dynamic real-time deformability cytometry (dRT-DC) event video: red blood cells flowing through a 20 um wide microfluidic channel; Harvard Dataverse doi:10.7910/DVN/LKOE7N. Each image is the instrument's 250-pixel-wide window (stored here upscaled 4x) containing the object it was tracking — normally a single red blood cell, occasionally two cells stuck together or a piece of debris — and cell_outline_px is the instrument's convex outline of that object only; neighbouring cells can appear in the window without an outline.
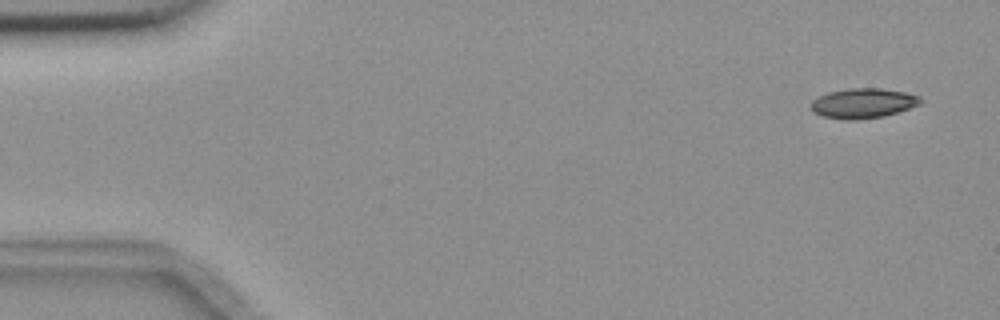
{"species": "common noctule bat (a hibernating species)", "species_latin": "Nyctalus noctula", "temperature_condition": "room temperature", "stored_images_in_passage": 6, "camera_frame_rate_fps": 3000, "um_per_image_px": 0.085, "animal": {"sex": "female", "body_mass_g": 18.4}, "frame": {"image": 1, "passage_image": 1, "time_ms": 0.0, "image_size_px": [1000, 320], "cell_outline_px": [[924, 100], [920, 104], [884, 116], [852, 120], [848, 120], [820, 116], [812, 112], [812, 100], [828, 92], [848, 88], [880, 88], [904, 92], [920, 96]], "centroid_in_image_um": [73.35, 8.77], "position_along_channel_um": 11.6, "area_um2": 19.02}}
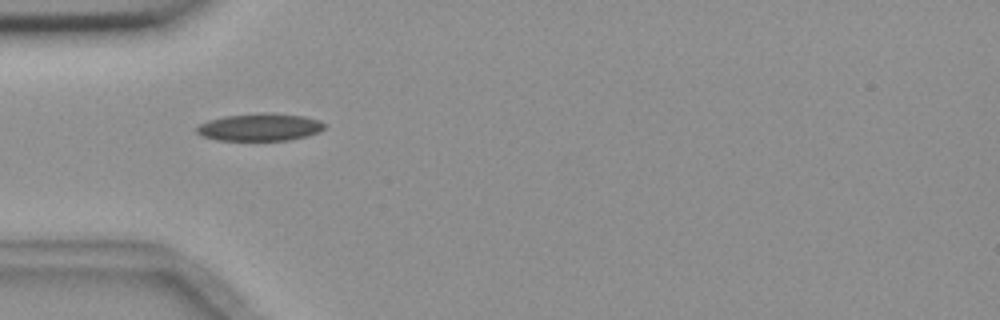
{"frame": {"image": 2, "passage_image": 5, "time_ms": 4.667, "image_size_px": [1000, 320], "cell_outline_px": [[328, 124], [324, 128], [316, 132], [304, 136], [288, 140], [216, 140], [200, 136], [196, 132], [196, 128], [200, 124], [208, 120], [224, 116], [264, 112], [268, 112], [304, 116], [320, 120]], "centroid_in_image_um": [22.06, 10.8], "position_along_channel_um": 62.9, "area_um2": 20.52}}